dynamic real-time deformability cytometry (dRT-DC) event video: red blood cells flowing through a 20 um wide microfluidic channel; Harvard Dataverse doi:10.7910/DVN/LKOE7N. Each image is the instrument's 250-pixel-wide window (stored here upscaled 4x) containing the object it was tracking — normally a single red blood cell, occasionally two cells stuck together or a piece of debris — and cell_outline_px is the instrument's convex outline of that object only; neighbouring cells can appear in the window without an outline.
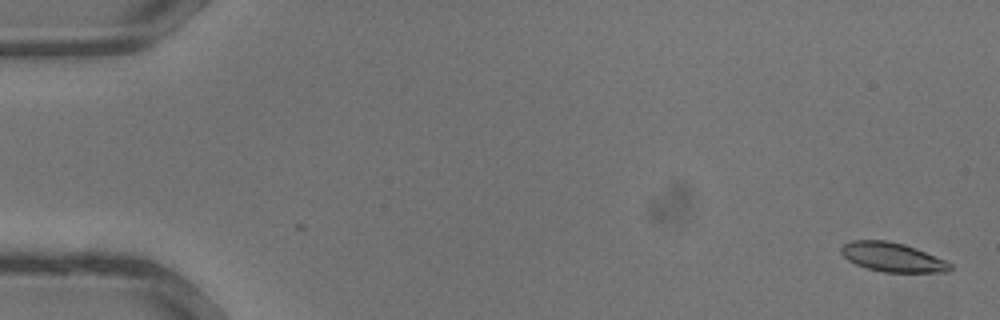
{"species": "common noctule bat (a hibernating species)", "species_latin": "Nyctalus noctula", "temperature_condition": "warm", "stored_images_in_passage": 35, "camera_frame_rate_fps": 3000, "um_per_image_px": 0.085, "animal": {"sex": "male", "body_mass_g": 13.3}, "frame": {"image": 1, "passage_image": 1, "time_ms": 0.0, "image_size_px": [1000, 320], "cell_outline_px": [[952, 268], [948, 272], [884, 272], [868, 268], [856, 264], [848, 260], [840, 252], [840, 248], [844, 244], [852, 240], [888, 240], [904, 244], [916, 248], [944, 260], [952, 264]], "centroid_in_image_um": [75.85, 21.85], "position_along_channel_um": 9.2, "area_um2": 18.44}}
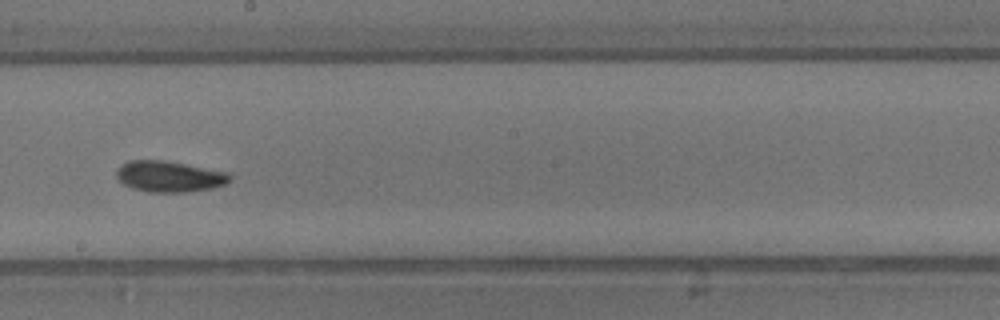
{"frame": {"image": 2, "passage_image": 20, "time_ms": 6.333, "image_size_px": [1000, 320], "cell_outline_px": [[232, 180], [224, 184], [212, 188], [184, 192], [148, 192], [132, 188], [124, 184], [116, 176], [116, 168], [120, 164], [128, 160], [164, 160], [228, 172], [232, 176]], "centroid_in_image_um": [14.37, 14.99], "position_along_channel_um": 233.8, "area_um2": 20.58}}
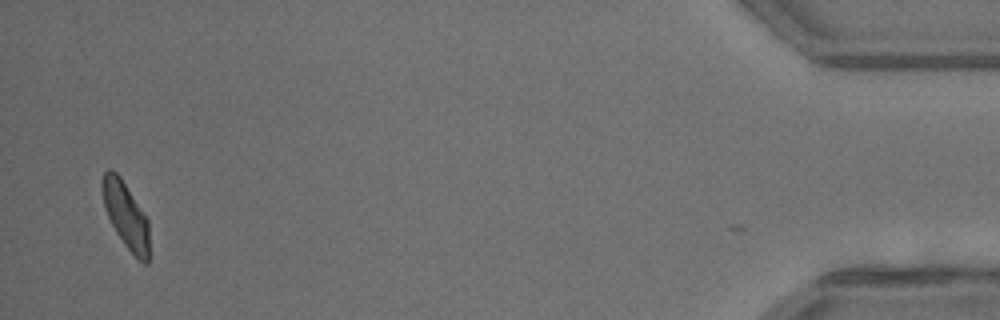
{"frame": {"image": 3, "passage_image": 34, "time_ms": 11.0, "image_size_px": [1000, 320], "cell_outline_px": [[148, 264], [144, 264], [124, 244], [116, 232], [108, 216], [104, 204], [100, 184], [104, 172], [108, 168], [112, 168], [120, 176], [148, 220]], "centroid_in_image_um": [10.66, 18.24], "position_along_channel_um": 424.5, "area_um2": 17.8}}